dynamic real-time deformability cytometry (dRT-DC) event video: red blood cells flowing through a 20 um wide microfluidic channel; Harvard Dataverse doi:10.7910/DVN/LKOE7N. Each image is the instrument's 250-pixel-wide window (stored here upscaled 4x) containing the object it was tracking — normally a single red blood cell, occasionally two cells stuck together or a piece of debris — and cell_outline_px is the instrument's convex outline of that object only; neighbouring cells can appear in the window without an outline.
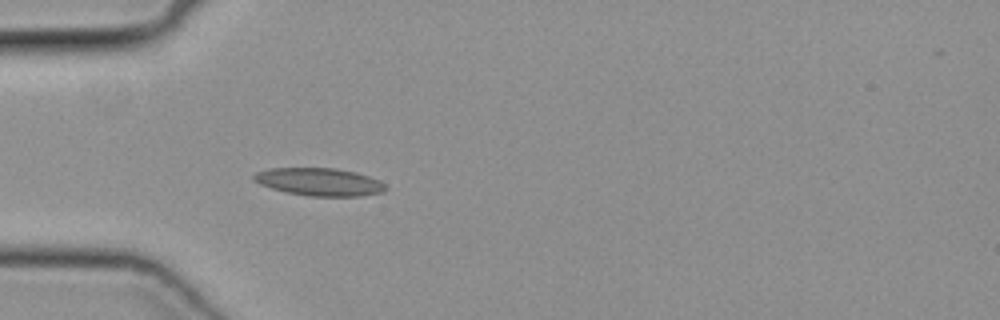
{"species": "common noctule bat (a hibernating species)", "species_latin": "Nyctalus noctula", "temperature_condition": "cold", "stored_images_in_passage": 11, "camera_frame_rate_fps": 3000, "um_per_image_px": 0.085, "animal": {"sex": "female", "body_mass_g": 19.3, "forearm_length_mm": 54.1}, "frame": {"image": 1, "passage_image": 5, "time_ms": 1.333, "image_size_px": [1000, 320], "cell_outline_px": [[388, 188], [384, 192], [360, 196], [308, 196], [284, 192], [260, 184], [252, 180], [252, 176], [256, 172], [272, 168], [336, 168], [356, 172], [380, 180]], "centroid_in_image_um": [27.15, 15.46], "position_along_channel_um": 57.8, "area_um2": 21.44}}